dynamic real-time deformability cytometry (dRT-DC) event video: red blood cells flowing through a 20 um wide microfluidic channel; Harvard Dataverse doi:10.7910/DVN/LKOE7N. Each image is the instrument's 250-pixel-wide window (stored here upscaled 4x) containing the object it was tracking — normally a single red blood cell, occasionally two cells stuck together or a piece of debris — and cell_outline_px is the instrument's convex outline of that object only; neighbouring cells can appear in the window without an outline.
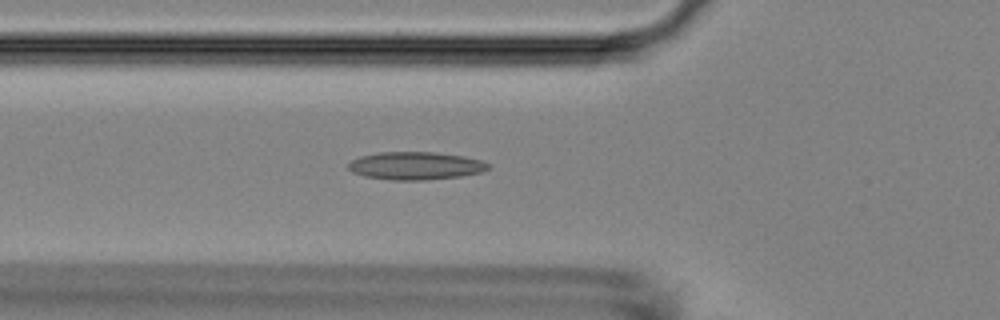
{"species": "Egyptian fruit bat (a non-hibernating species)", "species_latin": "Rousettus aegyptiacus", "temperature_condition": "room temperature", "stored_images_in_passage": 41, "camera_frame_rate_fps": 3000, "um_per_image_px": 0.085, "animal": {"sex": "female"}, "frame": {"image": 1, "passage_image": 12, "time_ms": 3.667, "image_size_px": [1000, 320], "cell_outline_px": [[492, 168], [484, 172], [460, 176], [424, 180], [392, 180], [364, 176], [352, 172], [348, 168], [348, 164], [352, 160], [360, 156], [380, 152], [432, 152], [464, 156], [480, 160], [492, 164]], "centroid_in_image_um": [35.37, 14.09], "position_along_channel_um": 90.4, "area_um2": 22.83}}
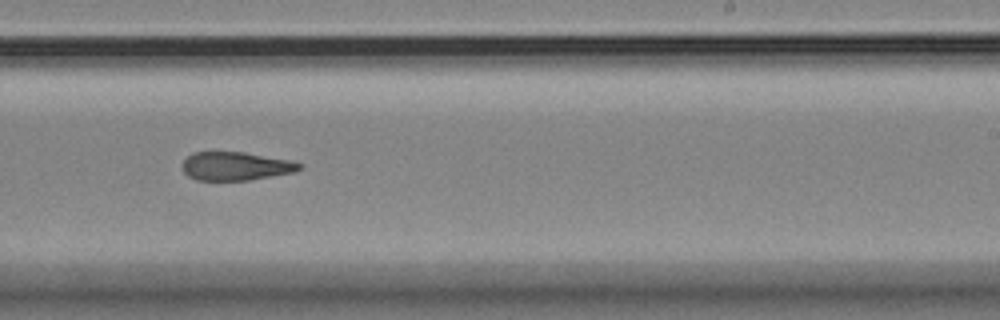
{"frame": {"image": 2, "passage_image": 26, "time_ms": 8.333, "image_size_px": [1000, 320], "cell_outline_px": [[304, 168], [296, 172], [248, 180], [196, 180], [188, 176], [184, 172], [180, 164], [192, 152], [244, 152], [288, 160], [304, 164]], "centroid_in_image_um": [20.04, 14.12], "position_along_channel_um": 269.0, "area_um2": 19.54}}
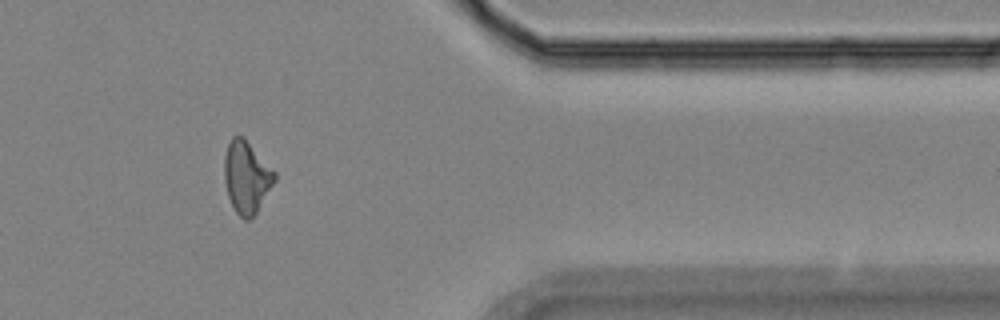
{"frame": {"image": 3, "passage_image": 37, "time_ms": 12.0, "image_size_px": [1000, 320], "cell_outline_px": [[276, 180], [256, 212], [248, 220], [244, 220], [236, 212], [228, 196], [224, 180], [224, 156], [228, 144], [232, 136], [244, 136], [276, 172]], "centroid_in_image_um": [20.95, 15.02], "position_along_channel_um": 390.4, "area_um2": 21.1}, "authors_computed_cell_mechanics": {"area_um2": 20.9814, "velocity_mm_per_s": 3.8109, "shape_relaxation_time_tau1_ms": null, "shape_relaxation_time_tau2_ms": 2.6633, "deformation_change_tau1": null, "deformation_change_tau2": 0.1167}}